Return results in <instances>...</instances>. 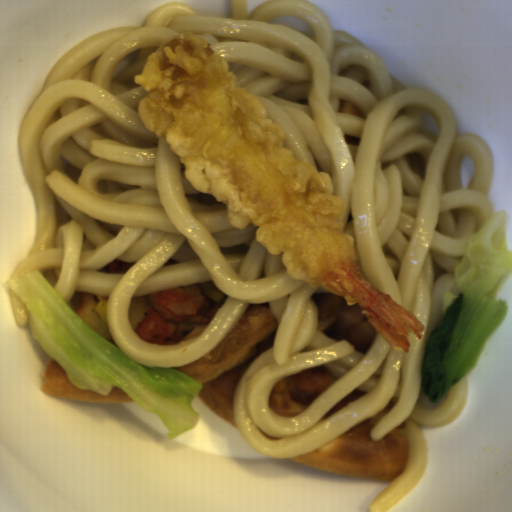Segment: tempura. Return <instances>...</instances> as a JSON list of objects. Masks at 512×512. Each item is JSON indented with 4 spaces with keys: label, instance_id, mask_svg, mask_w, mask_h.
<instances>
[{
    "label": "tempura",
    "instance_id": "1",
    "mask_svg": "<svg viewBox=\"0 0 512 512\" xmlns=\"http://www.w3.org/2000/svg\"><path fill=\"white\" fill-rule=\"evenodd\" d=\"M133 80L146 95L137 112L186 166L192 188L225 206L229 224L258 227L288 280L356 303L392 350L408 352L424 325L362 274L355 239L343 232L345 197L326 171L281 146L286 131L229 62L194 31L167 37Z\"/></svg>",
    "mask_w": 512,
    "mask_h": 512
}]
</instances>
